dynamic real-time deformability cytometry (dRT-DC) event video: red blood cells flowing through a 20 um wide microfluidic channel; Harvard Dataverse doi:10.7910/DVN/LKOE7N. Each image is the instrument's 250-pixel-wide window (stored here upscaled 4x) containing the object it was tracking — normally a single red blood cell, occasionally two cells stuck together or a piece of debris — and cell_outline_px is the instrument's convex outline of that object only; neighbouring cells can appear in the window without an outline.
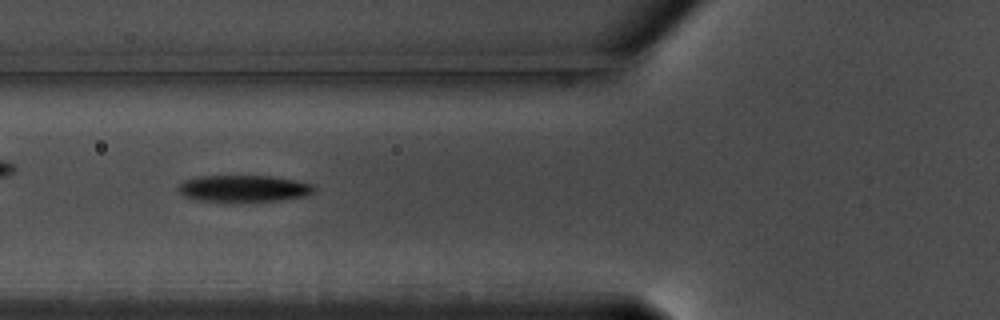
{"species": "common noctule bat (a hibernating species)", "species_latin": "Nyctalus noctula", "temperature_condition": "warm", "stored_images_in_passage": 47, "camera_frame_rate_fps": 3000, "um_per_image_px": 0.085, "animal": {"sex": "male", "body_mass_g": 17.5, "forearm_length_mm": 52.3}, "frame": {"image": 1, "passage_image": 14, "time_ms": 4.333, "image_size_px": [1000, 320], "cell_outline_px": [[316, 188], [312, 192], [304, 196], [280, 200], [196, 200], [184, 196], [180, 192], [180, 184], [184, 180], [200, 176], [272, 176], [296, 180], [312, 184]], "centroid_in_image_um": [20.74, 16.0], "position_along_channel_um": 105.1, "area_um2": 20.52}}
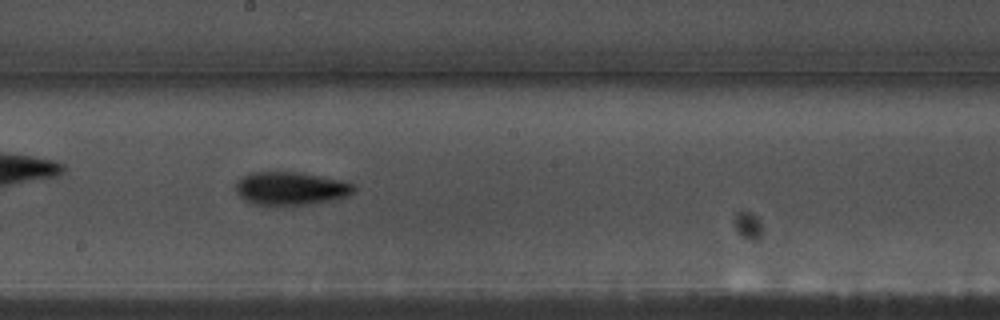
{"frame": {"image": 2, "passage_image": 24, "time_ms": 7.667, "image_size_px": [1000, 320], "cell_outline_px": [[356, 188], [352, 192], [344, 196], [328, 200], [304, 204], [276, 208], [252, 204], [244, 200], [236, 192], [236, 180], [252, 172], [296, 172], [336, 180], [352, 184]], "centroid_in_image_um": [24.57, 16.05], "position_along_channel_um": 223.6, "area_um2": 22.72}}
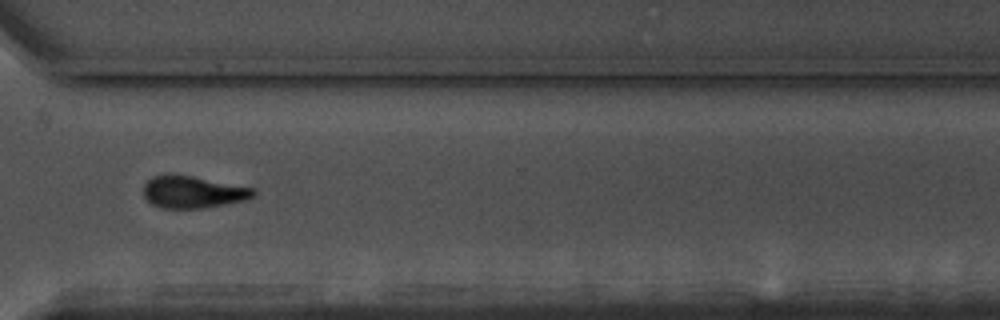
{"frame": {"image": 3, "passage_image": 35, "time_ms": 11.333, "image_size_px": [1000, 320], "cell_outline_px": [[256, 192], [252, 196], [244, 200], [228, 204], [204, 208], [164, 208], [152, 204], [144, 196], [144, 184], [152, 176], [168, 172], [192, 176], [256, 188]], "centroid_in_image_um": [16.38, 16.3], "position_along_channel_um": 354.2, "area_um2": 20.81}}